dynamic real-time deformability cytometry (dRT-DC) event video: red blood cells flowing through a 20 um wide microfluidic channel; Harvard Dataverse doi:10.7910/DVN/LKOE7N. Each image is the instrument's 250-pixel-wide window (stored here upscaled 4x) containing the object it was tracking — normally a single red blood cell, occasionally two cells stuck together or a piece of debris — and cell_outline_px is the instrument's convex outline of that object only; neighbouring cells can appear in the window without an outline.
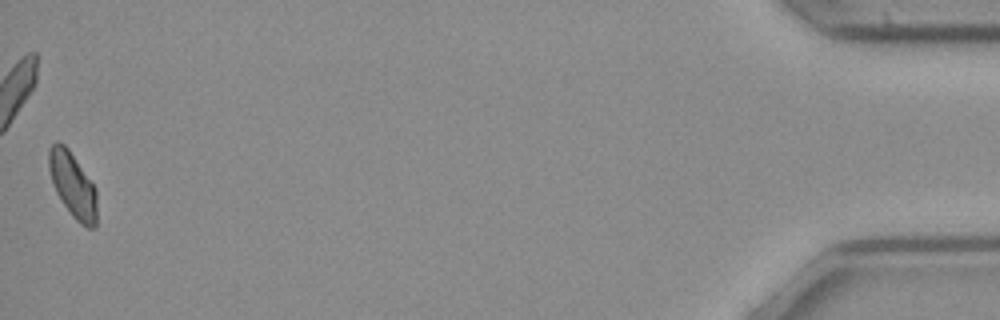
{"species": "common noctule bat (a hibernating species)", "species_latin": "Nyctalus noctula", "temperature_condition": "cold", "stored_images_in_passage": 51, "camera_frame_rate_fps": 3000, "um_per_image_px": 0.085, "animal": {"sex": "female", "body_mass_g": 21.9}, "frame": {"image": 1, "passage_image": 51, "time_ms": 16.667, "image_size_px": [1000, 320], "cell_outline_px": [[96, 228], [88, 228], [80, 224], [72, 216], [56, 192], [48, 168], [48, 148], [56, 140], [64, 144], [68, 148], [96, 188]], "centroid_in_image_um": [6.17, 15.71], "position_along_channel_um": 429.0, "area_um2": 18.21}}